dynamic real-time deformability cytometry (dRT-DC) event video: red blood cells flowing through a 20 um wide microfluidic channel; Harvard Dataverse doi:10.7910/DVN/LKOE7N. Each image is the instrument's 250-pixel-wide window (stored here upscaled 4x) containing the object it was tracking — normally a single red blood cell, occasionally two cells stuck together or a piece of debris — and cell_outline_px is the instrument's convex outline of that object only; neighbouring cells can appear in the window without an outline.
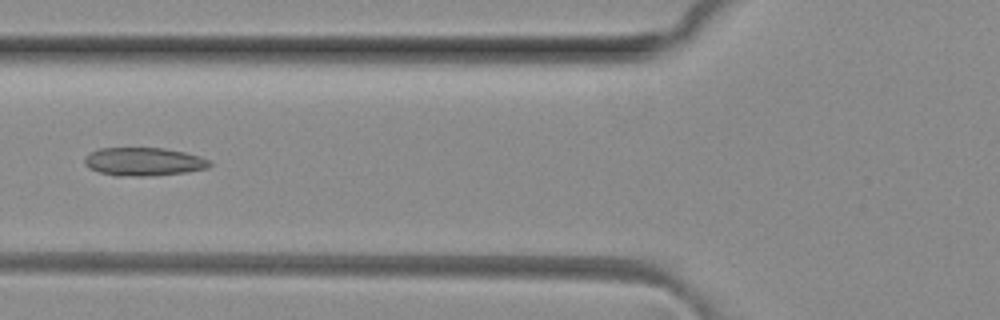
{"species": "common noctule bat (a hibernating species)", "species_latin": "Nyctalus noctula", "temperature_condition": "room temperature", "stored_images_in_passage": 3, "camera_frame_rate_fps": 3000, "um_per_image_px": 0.085, "animal": {"sex": "female", "body_mass_g": 29.2, "forearm_length_mm": 56.3}, "frame": {"image": 1, "passage_image": 3, "time_ms": 0.667, "image_size_px": [1000, 320], "cell_outline_px": [[212, 164], [208, 168], [184, 172], [152, 176], [116, 176], [100, 172], [88, 168], [84, 164], [84, 160], [92, 152], [100, 148], [164, 148], [184, 152], [200, 156], [212, 160]], "centroid_in_image_um": [12.25, 13.75], "position_along_channel_um": 113.6, "area_um2": 20.63}}